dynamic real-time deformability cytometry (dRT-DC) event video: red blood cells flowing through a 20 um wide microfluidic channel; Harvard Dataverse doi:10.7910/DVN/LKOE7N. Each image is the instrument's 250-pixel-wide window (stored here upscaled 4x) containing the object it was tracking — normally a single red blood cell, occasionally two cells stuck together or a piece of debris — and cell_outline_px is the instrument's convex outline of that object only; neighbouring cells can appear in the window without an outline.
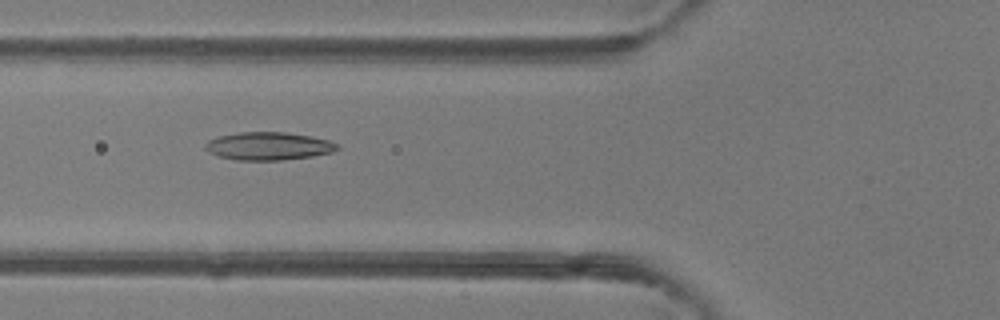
{"species": "common noctule bat (a hibernating species)", "species_latin": "Nyctalus noctula", "temperature_condition": "room temperature", "stored_images_in_passage": 48, "camera_frame_rate_fps": 3000, "um_per_image_px": 0.085, "animal": {"sex": "female"}, "frame": {"image": 1, "passage_image": 18, "time_ms": 5.667, "image_size_px": [1000, 320], "cell_outline_px": [[340, 148], [332, 152], [312, 156], [280, 160], [236, 160], [220, 156], [208, 152], [204, 148], [204, 144], [208, 140], [216, 136], [240, 132], [284, 132], [312, 136], [328, 140], [340, 144]], "centroid_in_image_um": [22.81, 12.41], "position_along_channel_um": 103.0, "area_um2": 21.62}}
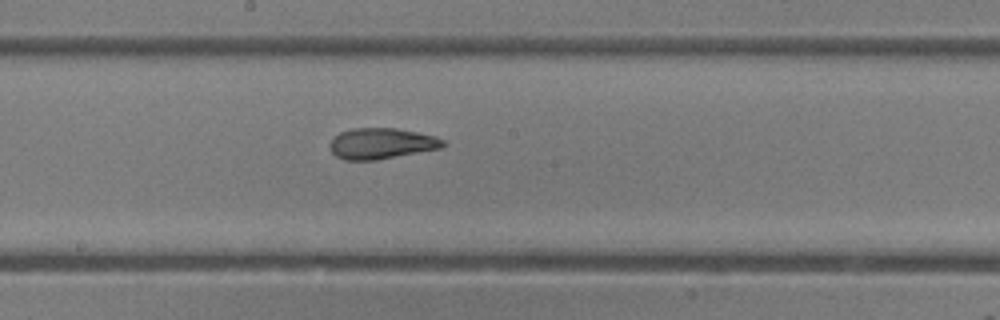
{"frame": {"image": 2, "passage_image": 26, "time_ms": 8.333, "image_size_px": [1000, 320], "cell_outline_px": [[444, 144], [440, 148], [376, 160], [344, 160], [336, 156], [328, 148], [328, 144], [340, 132], [352, 128], [396, 128], [436, 136], [444, 140]], "centroid_in_image_um": [32.38, 12.2], "position_along_channel_um": 215.8, "area_um2": 20.29}}
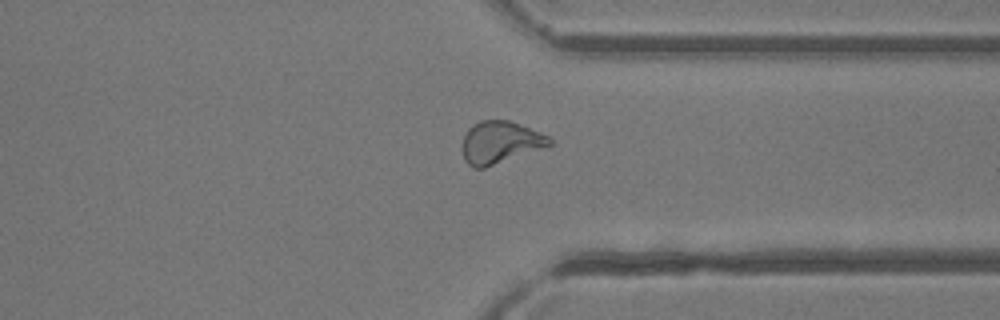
{"frame": {"image": 3, "passage_image": 37, "time_ms": 12.0, "image_size_px": [1000, 320], "cell_outline_px": [[552, 144], [484, 168], [472, 168], [464, 160], [464, 136], [468, 128], [480, 120], [508, 120], [520, 124], [548, 136], [552, 140]], "centroid_in_image_um": [42.49, 12.09], "position_along_channel_um": 368.9, "area_um2": 20.98}, "authors_computed_cell_mechanics": {"area_um2": 21.964, "velocity_mm_per_s": 4.2082, "shape_relaxation_time_tau1_ms": 5.0877, "shape_relaxation_time_tau2_ms": 1.6916, "deformation_change_tau1": 0.1559, "deformation_change_tau2": 0.0949}}